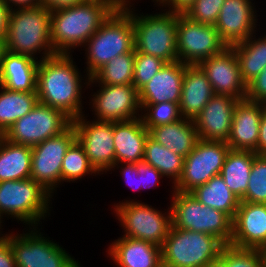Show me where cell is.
<instances>
[{
  "mask_svg": "<svg viewBox=\"0 0 266 267\" xmlns=\"http://www.w3.org/2000/svg\"><path fill=\"white\" fill-rule=\"evenodd\" d=\"M72 54H56L39 60L37 96L41 104L61 110L71 120L82 116L81 74ZM80 74V75H79Z\"/></svg>",
  "mask_w": 266,
  "mask_h": 267,
  "instance_id": "6da1fadb",
  "label": "cell"
},
{
  "mask_svg": "<svg viewBox=\"0 0 266 267\" xmlns=\"http://www.w3.org/2000/svg\"><path fill=\"white\" fill-rule=\"evenodd\" d=\"M115 9L102 0L51 12L50 39L56 54H70L71 48L84 46L87 40Z\"/></svg>",
  "mask_w": 266,
  "mask_h": 267,
  "instance_id": "7a4b0ae2",
  "label": "cell"
},
{
  "mask_svg": "<svg viewBox=\"0 0 266 267\" xmlns=\"http://www.w3.org/2000/svg\"><path fill=\"white\" fill-rule=\"evenodd\" d=\"M51 12L42 7L19 8L9 11L4 50L30 56L42 50V59L56 55L50 39Z\"/></svg>",
  "mask_w": 266,
  "mask_h": 267,
  "instance_id": "3957f363",
  "label": "cell"
},
{
  "mask_svg": "<svg viewBox=\"0 0 266 267\" xmlns=\"http://www.w3.org/2000/svg\"><path fill=\"white\" fill-rule=\"evenodd\" d=\"M134 43L132 17L124 9L114 10L84 46L88 65L85 82L114 57L132 52Z\"/></svg>",
  "mask_w": 266,
  "mask_h": 267,
  "instance_id": "277c9868",
  "label": "cell"
},
{
  "mask_svg": "<svg viewBox=\"0 0 266 267\" xmlns=\"http://www.w3.org/2000/svg\"><path fill=\"white\" fill-rule=\"evenodd\" d=\"M224 246L213 235L171 226L161 247L162 267H207Z\"/></svg>",
  "mask_w": 266,
  "mask_h": 267,
  "instance_id": "5b68a950",
  "label": "cell"
},
{
  "mask_svg": "<svg viewBox=\"0 0 266 267\" xmlns=\"http://www.w3.org/2000/svg\"><path fill=\"white\" fill-rule=\"evenodd\" d=\"M124 10L132 17L135 51L153 55L166 63L178 61L177 13L166 11L138 16L130 7Z\"/></svg>",
  "mask_w": 266,
  "mask_h": 267,
  "instance_id": "8992f818",
  "label": "cell"
},
{
  "mask_svg": "<svg viewBox=\"0 0 266 267\" xmlns=\"http://www.w3.org/2000/svg\"><path fill=\"white\" fill-rule=\"evenodd\" d=\"M172 227L210 234L224 245H230L232 219L224 212L205 206L190 192L172 190Z\"/></svg>",
  "mask_w": 266,
  "mask_h": 267,
  "instance_id": "52a82bcc",
  "label": "cell"
},
{
  "mask_svg": "<svg viewBox=\"0 0 266 267\" xmlns=\"http://www.w3.org/2000/svg\"><path fill=\"white\" fill-rule=\"evenodd\" d=\"M52 194L32 178L0 182V215L14 217L32 227L44 220ZM49 203V204H48ZM37 225V226H36Z\"/></svg>",
  "mask_w": 266,
  "mask_h": 267,
  "instance_id": "ba28073f",
  "label": "cell"
},
{
  "mask_svg": "<svg viewBox=\"0 0 266 267\" xmlns=\"http://www.w3.org/2000/svg\"><path fill=\"white\" fill-rule=\"evenodd\" d=\"M126 201V202H125ZM115 206L117 219L124 228L122 236L144 240L162 247L172 225L171 208L166 214L152 206L125 200Z\"/></svg>",
  "mask_w": 266,
  "mask_h": 267,
  "instance_id": "9c48e42d",
  "label": "cell"
},
{
  "mask_svg": "<svg viewBox=\"0 0 266 267\" xmlns=\"http://www.w3.org/2000/svg\"><path fill=\"white\" fill-rule=\"evenodd\" d=\"M30 229L4 236L11 243L16 267H81L59 244L43 237L35 227Z\"/></svg>",
  "mask_w": 266,
  "mask_h": 267,
  "instance_id": "30bf717a",
  "label": "cell"
},
{
  "mask_svg": "<svg viewBox=\"0 0 266 267\" xmlns=\"http://www.w3.org/2000/svg\"><path fill=\"white\" fill-rule=\"evenodd\" d=\"M72 120L61 110L37 103L18 119L3 135L11 143L34 147L65 131Z\"/></svg>",
  "mask_w": 266,
  "mask_h": 267,
  "instance_id": "8fae6325",
  "label": "cell"
},
{
  "mask_svg": "<svg viewBox=\"0 0 266 267\" xmlns=\"http://www.w3.org/2000/svg\"><path fill=\"white\" fill-rule=\"evenodd\" d=\"M176 39L178 61L186 65H198L227 47L215 25L192 21L184 14H177Z\"/></svg>",
  "mask_w": 266,
  "mask_h": 267,
  "instance_id": "7c38bea8",
  "label": "cell"
},
{
  "mask_svg": "<svg viewBox=\"0 0 266 267\" xmlns=\"http://www.w3.org/2000/svg\"><path fill=\"white\" fill-rule=\"evenodd\" d=\"M229 150L226 142L198 139L193 150L184 158L182 175L172 188L177 192H191L220 175Z\"/></svg>",
  "mask_w": 266,
  "mask_h": 267,
  "instance_id": "4fadbf2b",
  "label": "cell"
},
{
  "mask_svg": "<svg viewBox=\"0 0 266 267\" xmlns=\"http://www.w3.org/2000/svg\"><path fill=\"white\" fill-rule=\"evenodd\" d=\"M75 140L76 132L71 124L61 134L32 147L31 178L50 194L61 183L63 158Z\"/></svg>",
  "mask_w": 266,
  "mask_h": 267,
  "instance_id": "5bb4252c",
  "label": "cell"
},
{
  "mask_svg": "<svg viewBox=\"0 0 266 267\" xmlns=\"http://www.w3.org/2000/svg\"><path fill=\"white\" fill-rule=\"evenodd\" d=\"M85 115L72 120L77 141L83 146L90 164L99 173L115 165L112 121H86Z\"/></svg>",
  "mask_w": 266,
  "mask_h": 267,
  "instance_id": "9a60e30c",
  "label": "cell"
},
{
  "mask_svg": "<svg viewBox=\"0 0 266 267\" xmlns=\"http://www.w3.org/2000/svg\"><path fill=\"white\" fill-rule=\"evenodd\" d=\"M98 85L100 90L91 100L97 121L119 122L140 117L139 92L133 84Z\"/></svg>",
  "mask_w": 266,
  "mask_h": 267,
  "instance_id": "2e32d148",
  "label": "cell"
},
{
  "mask_svg": "<svg viewBox=\"0 0 266 267\" xmlns=\"http://www.w3.org/2000/svg\"><path fill=\"white\" fill-rule=\"evenodd\" d=\"M198 66L206 74L214 94L231 95L239 100L245 99L247 84L242 79L239 61L231 46L201 61Z\"/></svg>",
  "mask_w": 266,
  "mask_h": 267,
  "instance_id": "e0dca14e",
  "label": "cell"
},
{
  "mask_svg": "<svg viewBox=\"0 0 266 267\" xmlns=\"http://www.w3.org/2000/svg\"><path fill=\"white\" fill-rule=\"evenodd\" d=\"M239 99L214 94L193 120L199 139L227 142L233 122V111Z\"/></svg>",
  "mask_w": 266,
  "mask_h": 267,
  "instance_id": "ac0fdd59",
  "label": "cell"
},
{
  "mask_svg": "<svg viewBox=\"0 0 266 267\" xmlns=\"http://www.w3.org/2000/svg\"><path fill=\"white\" fill-rule=\"evenodd\" d=\"M266 244V204L240 201L232 220L230 246L259 250Z\"/></svg>",
  "mask_w": 266,
  "mask_h": 267,
  "instance_id": "d6986e66",
  "label": "cell"
},
{
  "mask_svg": "<svg viewBox=\"0 0 266 267\" xmlns=\"http://www.w3.org/2000/svg\"><path fill=\"white\" fill-rule=\"evenodd\" d=\"M252 5L251 0H225L222 4L215 28L227 46L255 34L258 19Z\"/></svg>",
  "mask_w": 266,
  "mask_h": 267,
  "instance_id": "ffe728a7",
  "label": "cell"
},
{
  "mask_svg": "<svg viewBox=\"0 0 266 267\" xmlns=\"http://www.w3.org/2000/svg\"><path fill=\"white\" fill-rule=\"evenodd\" d=\"M264 105L246 99L238 101L233 111L231 133L226 142L230 149L255 153Z\"/></svg>",
  "mask_w": 266,
  "mask_h": 267,
  "instance_id": "44dd1931",
  "label": "cell"
},
{
  "mask_svg": "<svg viewBox=\"0 0 266 267\" xmlns=\"http://www.w3.org/2000/svg\"><path fill=\"white\" fill-rule=\"evenodd\" d=\"M184 76V64L180 61L166 63L139 92L140 104L161 102L179 103Z\"/></svg>",
  "mask_w": 266,
  "mask_h": 267,
  "instance_id": "7402d4cb",
  "label": "cell"
},
{
  "mask_svg": "<svg viewBox=\"0 0 266 267\" xmlns=\"http://www.w3.org/2000/svg\"><path fill=\"white\" fill-rule=\"evenodd\" d=\"M148 136L149 130L144 126L141 116L133 120L113 122L114 169L122 163L143 161Z\"/></svg>",
  "mask_w": 266,
  "mask_h": 267,
  "instance_id": "603a6c76",
  "label": "cell"
},
{
  "mask_svg": "<svg viewBox=\"0 0 266 267\" xmlns=\"http://www.w3.org/2000/svg\"><path fill=\"white\" fill-rule=\"evenodd\" d=\"M38 58L3 51L0 85L11 91L37 92Z\"/></svg>",
  "mask_w": 266,
  "mask_h": 267,
  "instance_id": "cb8c5ba5",
  "label": "cell"
},
{
  "mask_svg": "<svg viewBox=\"0 0 266 267\" xmlns=\"http://www.w3.org/2000/svg\"><path fill=\"white\" fill-rule=\"evenodd\" d=\"M108 254L118 267H162L161 247L144 240L122 236Z\"/></svg>",
  "mask_w": 266,
  "mask_h": 267,
  "instance_id": "d4e9b609",
  "label": "cell"
},
{
  "mask_svg": "<svg viewBox=\"0 0 266 267\" xmlns=\"http://www.w3.org/2000/svg\"><path fill=\"white\" fill-rule=\"evenodd\" d=\"M214 91L206 74L198 65L184 64V76L179 102L182 118L194 120L213 97Z\"/></svg>",
  "mask_w": 266,
  "mask_h": 267,
  "instance_id": "484cf974",
  "label": "cell"
},
{
  "mask_svg": "<svg viewBox=\"0 0 266 267\" xmlns=\"http://www.w3.org/2000/svg\"><path fill=\"white\" fill-rule=\"evenodd\" d=\"M149 136L183 158L193 150L199 139L193 120L187 118L155 126L149 130Z\"/></svg>",
  "mask_w": 266,
  "mask_h": 267,
  "instance_id": "4316f807",
  "label": "cell"
},
{
  "mask_svg": "<svg viewBox=\"0 0 266 267\" xmlns=\"http://www.w3.org/2000/svg\"><path fill=\"white\" fill-rule=\"evenodd\" d=\"M32 147L14 144L0 136V182L31 178Z\"/></svg>",
  "mask_w": 266,
  "mask_h": 267,
  "instance_id": "83f0119b",
  "label": "cell"
},
{
  "mask_svg": "<svg viewBox=\"0 0 266 267\" xmlns=\"http://www.w3.org/2000/svg\"><path fill=\"white\" fill-rule=\"evenodd\" d=\"M256 155L252 151L230 149L225 157L220 175L240 200L247 191L251 167Z\"/></svg>",
  "mask_w": 266,
  "mask_h": 267,
  "instance_id": "f1b7e54d",
  "label": "cell"
},
{
  "mask_svg": "<svg viewBox=\"0 0 266 267\" xmlns=\"http://www.w3.org/2000/svg\"><path fill=\"white\" fill-rule=\"evenodd\" d=\"M190 193L200 203L226 213L232 220L240 204V199L228 188L221 175L212 177Z\"/></svg>",
  "mask_w": 266,
  "mask_h": 267,
  "instance_id": "f546056e",
  "label": "cell"
},
{
  "mask_svg": "<svg viewBox=\"0 0 266 267\" xmlns=\"http://www.w3.org/2000/svg\"><path fill=\"white\" fill-rule=\"evenodd\" d=\"M0 136L39 102L37 92L11 91L0 85Z\"/></svg>",
  "mask_w": 266,
  "mask_h": 267,
  "instance_id": "4dcf8cb0",
  "label": "cell"
},
{
  "mask_svg": "<svg viewBox=\"0 0 266 267\" xmlns=\"http://www.w3.org/2000/svg\"><path fill=\"white\" fill-rule=\"evenodd\" d=\"M253 36L255 35L252 34L247 40L231 46L238 58L241 76L246 84L257 77L266 66V35L257 40Z\"/></svg>",
  "mask_w": 266,
  "mask_h": 267,
  "instance_id": "1f68e13d",
  "label": "cell"
},
{
  "mask_svg": "<svg viewBox=\"0 0 266 267\" xmlns=\"http://www.w3.org/2000/svg\"><path fill=\"white\" fill-rule=\"evenodd\" d=\"M143 161L155 167L163 176L171 178L174 185L182 175L184 158L156 142L150 136L145 143Z\"/></svg>",
  "mask_w": 266,
  "mask_h": 267,
  "instance_id": "d6a6232c",
  "label": "cell"
},
{
  "mask_svg": "<svg viewBox=\"0 0 266 267\" xmlns=\"http://www.w3.org/2000/svg\"><path fill=\"white\" fill-rule=\"evenodd\" d=\"M135 64V49L111 59L107 64L101 67L91 78L89 86L94 84L103 85H126L133 83Z\"/></svg>",
  "mask_w": 266,
  "mask_h": 267,
  "instance_id": "836d02e7",
  "label": "cell"
},
{
  "mask_svg": "<svg viewBox=\"0 0 266 267\" xmlns=\"http://www.w3.org/2000/svg\"><path fill=\"white\" fill-rule=\"evenodd\" d=\"M98 172L90 164L83 146L77 139L68 148L62 163L61 181L74 182L83 178L86 174L92 175ZM83 176V177H82Z\"/></svg>",
  "mask_w": 266,
  "mask_h": 267,
  "instance_id": "e575fe53",
  "label": "cell"
},
{
  "mask_svg": "<svg viewBox=\"0 0 266 267\" xmlns=\"http://www.w3.org/2000/svg\"><path fill=\"white\" fill-rule=\"evenodd\" d=\"M141 110L146 113L141 115L144 126L150 130L155 126H161L177 122L182 118L179 103L161 102L157 104H140ZM143 116V117H142Z\"/></svg>",
  "mask_w": 266,
  "mask_h": 267,
  "instance_id": "d590c367",
  "label": "cell"
},
{
  "mask_svg": "<svg viewBox=\"0 0 266 267\" xmlns=\"http://www.w3.org/2000/svg\"><path fill=\"white\" fill-rule=\"evenodd\" d=\"M240 201L266 204V155L257 154L255 156L248 188Z\"/></svg>",
  "mask_w": 266,
  "mask_h": 267,
  "instance_id": "8d00e7d4",
  "label": "cell"
},
{
  "mask_svg": "<svg viewBox=\"0 0 266 267\" xmlns=\"http://www.w3.org/2000/svg\"><path fill=\"white\" fill-rule=\"evenodd\" d=\"M219 259L227 267H264L261 253L257 249H240L225 245Z\"/></svg>",
  "mask_w": 266,
  "mask_h": 267,
  "instance_id": "74e56055",
  "label": "cell"
},
{
  "mask_svg": "<svg viewBox=\"0 0 266 267\" xmlns=\"http://www.w3.org/2000/svg\"><path fill=\"white\" fill-rule=\"evenodd\" d=\"M166 64L163 60L135 51L133 85L139 91Z\"/></svg>",
  "mask_w": 266,
  "mask_h": 267,
  "instance_id": "f35d334b",
  "label": "cell"
},
{
  "mask_svg": "<svg viewBox=\"0 0 266 267\" xmlns=\"http://www.w3.org/2000/svg\"><path fill=\"white\" fill-rule=\"evenodd\" d=\"M225 0H196L184 14L190 20L215 25Z\"/></svg>",
  "mask_w": 266,
  "mask_h": 267,
  "instance_id": "ab89813d",
  "label": "cell"
},
{
  "mask_svg": "<svg viewBox=\"0 0 266 267\" xmlns=\"http://www.w3.org/2000/svg\"><path fill=\"white\" fill-rule=\"evenodd\" d=\"M246 100L266 104V66L247 84Z\"/></svg>",
  "mask_w": 266,
  "mask_h": 267,
  "instance_id": "60d3db41",
  "label": "cell"
},
{
  "mask_svg": "<svg viewBox=\"0 0 266 267\" xmlns=\"http://www.w3.org/2000/svg\"><path fill=\"white\" fill-rule=\"evenodd\" d=\"M138 175H139V187L141 189H150L155 187V185H159L158 180L163 178L164 176L160 171H158L155 167L149 165L144 161H140L135 163Z\"/></svg>",
  "mask_w": 266,
  "mask_h": 267,
  "instance_id": "b9f144b4",
  "label": "cell"
},
{
  "mask_svg": "<svg viewBox=\"0 0 266 267\" xmlns=\"http://www.w3.org/2000/svg\"><path fill=\"white\" fill-rule=\"evenodd\" d=\"M0 267H16L11 243L5 237H0Z\"/></svg>",
  "mask_w": 266,
  "mask_h": 267,
  "instance_id": "7bdbcfd3",
  "label": "cell"
},
{
  "mask_svg": "<svg viewBox=\"0 0 266 267\" xmlns=\"http://www.w3.org/2000/svg\"><path fill=\"white\" fill-rule=\"evenodd\" d=\"M121 174L124 176V181L134 190H141L139 187V175L135 163H123ZM136 180V181H135ZM136 182V183H134ZM138 182V183H137Z\"/></svg>",
  "mask_w": 266,
  "mask_h": 267,
  "instance_id": "ee69618b",
  "label": "cell"
},
{
  "mask_svg": "<svg viewBox=\"0 0 266 267\" xmlns=\"http://www.w3.org/2000/svg\"><path fill=\"white\" fill-rule=\"evenodd\" d=\"M196 0H155L162 7L167 6L172 13L185 14Z\"/></svg>",
  "mask_w": 266,
  "mask_h": 267,
  "instance_id": "f6af8a7d",
  "label": "cell"
},
{
  "mask_svg": "<svg viewBox=\"0 0 266 267\" xmlns=\"http://www.w3.org/2000/svg\"><path fill=\"white\" fill-rule=\"evenodd\" d=\"M86 0H40V6L54 12L84 3Z\"/></svg>",
  "mask_w": 266,
  "mask_h": 267,
  "instance_id": "bcb514c9",
  "label": "cell"
},
{
  "mask_svg": "<svg viewBox=\"0 0 266 267\" xmlns=\"http://www.w3.org/2000/svg\"><path fill=\"white\" fill-rule=\"evenodd\" d=\"M255 153L259 155H266V104L263 106L258 143L257 148L255 149Z\"/></svg>",
  "mask_w": 266,
  "mask_h": 267,
  "instance_id": "7dc6e473",
  "label": "cell"
},
{
  "mask_svg": "<svg viewBox=\"0 0 266 267\" xmlns=\"http://www.w3.org/2000/svg\"><path fill=\"white\" fill-rule=\"evenodd\" d=\"M9 11L5 2L0 0V40L3 42L7 33Z\"/></svg>",
  "mask_w": 266,
  "mask_h": 267,
  "instance_id": "c3c4849f",
  "label": "cell"
},
{
  "mask_svg": "<svg viewBox=\"0 0 266 267\" xmlns=\"http://www.w3.org/2000/svg\"><path fill=\"white\" fill-rule=\"evenodd\" d=\"M3 1L10 10H13L15 8L19 9V8H30V7L40 6V0H3Z\"/></svg>",
  "mask_w": 266,
  "mask_h": 267,
  "instance_id": "681fc988",
  "label": "cell"
},
{
  "mask_svg": "<svg viewBox=\"0 0 266 267\" xmlns=\"http://www.w3.org/2000/svg\"><path fill=\"white\" fill-rule=\"evenodd\" d=\"M130 1L129 0H106V2H108L115 10L129 8L131 6Z\"/></svg>",
  "mask_w": 266,
  "mask_h": 267,
  "instance_id": "f907efd6",
  "label": "cell"
},
{
  "mask_svg": "<svg viewBox=\"0 0 266 267\" xmlns=\"http://www.w3.org/2000/svg\"><path fill=\"white\" fill-rule=\"evenodd\" d=\"M207 267H227L220 259L210 263Z\"/></svg>",
  "mask_w": 266,
  "mask_h": 267,
  "instance_id": "816d5d0a",
  "label": "cell"
},
{
  "mask_svg": "<svg viewBox=\"0 0 266 267\" xmlns=\"http://www.w3.org/2000/svg\"><path fill=\"white\" fill-rule=\"evenodd\" d=\"M259 251H260L262 259H263L264 267H266V244L263 247H261L259 249Z\"/></svg>",
  "mask_w": 266,
  "mask_h": 267,
  "instance_id": "f5cc1de1",
  "label": "cell"
},
{
  "mask_svg": "<svg viewBox=\"0 0 266 267\" xmlns=\"http://www.w3.org/2000/svg\"><path fill=\"white\" fill-rule=\"evenodd\" d=\"M4 51V43L2 40H0V64H1V57Z\"/></svg>",
  "mask_w": 266,
  "mask_h": 267,
  "instance_id": "db71d44e",
  "label": "cell"
},
{
  "mask_svg": "<svg viewBox=\"0 0 266 267\" xmlns=\"http://www.w3.org/2000/svg\"><path fill=\"white\" fill-rule=\"evenodd\" d=\"M1 219H2V217H1V215H0V226H2V225H1V223H2V222H1L2 220H1ZM1 228H2V227H0V229H1ZM0 233H1V232H0ZM0 237H4V235L1 234Z\"/></svg>",
  "mask_w": 266,
  "mask_h": 267,
  "instance_id": "11a10c76",
  "label": "cell"
}]
</instances>
